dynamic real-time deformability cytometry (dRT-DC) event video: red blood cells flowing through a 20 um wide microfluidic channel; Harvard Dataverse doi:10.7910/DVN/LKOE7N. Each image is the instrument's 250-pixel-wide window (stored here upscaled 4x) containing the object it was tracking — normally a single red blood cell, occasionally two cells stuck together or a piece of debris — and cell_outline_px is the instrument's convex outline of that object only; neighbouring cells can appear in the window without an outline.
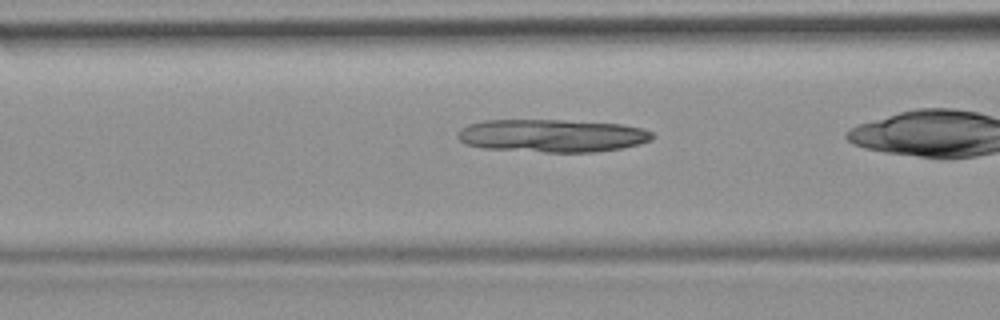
{"species": "common noctule bat (a hibernating species)", "species_latin": "Nyctalus noctula", "temperature_condition": "room temperature", "stored_images_in_passage": 13, "camera_frame_rate_fps": 3000, "um_per_image_px": 0.085, "animal": {"sex": "female", "body_mass_g": 19.9}, "frame": {"image": 1, "passage_image": 11, "time_ms": 3.333, "image_size_px": [1000, 320], "cell_outline_px": [[656, 136], [652, 140], [640, 144], [624, 148], [596, 152], [544, 152], [484, 148], [464, 144], [456, 136], [456, 132], [460, 128], [468, 124], [484, 120], [564, 120], [620, 124], [644, 128], [652, 132]], "centroid_in_image_um": [46.94, 11.53], "position_along_channel_um": 119.7, "area_um2": 37.74}}